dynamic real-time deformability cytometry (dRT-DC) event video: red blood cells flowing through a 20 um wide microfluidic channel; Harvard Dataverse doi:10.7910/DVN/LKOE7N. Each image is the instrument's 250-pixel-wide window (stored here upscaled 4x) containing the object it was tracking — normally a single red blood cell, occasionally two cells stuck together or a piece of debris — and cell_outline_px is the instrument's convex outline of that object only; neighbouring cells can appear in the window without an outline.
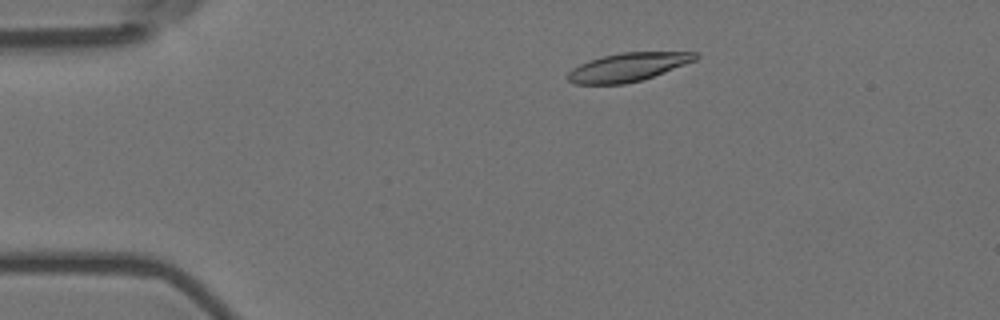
{"species": "Egyptian fruit bat (a non-hibernating species)", "species_latin": "Rousettus aegyptiacus", "temperature_condition": "room temperature", "stored_images_in_passage": 3, "camera_frame_rate_fps": 3000, "um_per_image_px": 0.085, "animal": {"sex": "female"}, "frame": {"image": 1, "passage_image": 1, "time_ms": 0.0, "image_size_px": [1000, 320], "cell_outline_px": [[700, 56], [696, 60], [664, 72], [640, 80], [624, 84], [572, 84], [568, 80], [568, 72], [572, 68], [588, 60], [620, 52], [700, 52]], "centroid_in_image_um": [53.37, 5.7], "position_along_channel_um": 31.6, "area_um2": 21.1}}